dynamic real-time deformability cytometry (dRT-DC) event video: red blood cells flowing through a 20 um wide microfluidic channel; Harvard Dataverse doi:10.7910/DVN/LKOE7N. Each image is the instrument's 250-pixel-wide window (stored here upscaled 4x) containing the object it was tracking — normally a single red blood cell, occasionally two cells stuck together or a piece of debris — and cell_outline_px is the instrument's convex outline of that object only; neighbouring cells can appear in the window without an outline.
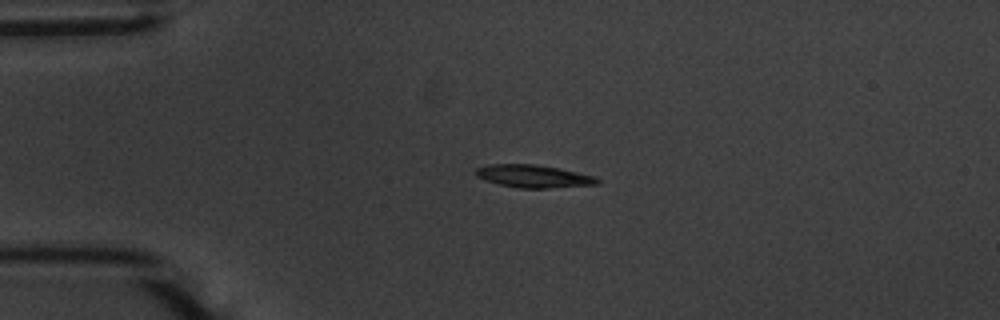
{"species": "common noctule bat (a hibernating species)", "species_latin": "Nyctalus noctula", "temperature_condition": "warm", "stored_images_in_passage": 54, "camera_frame_rate_fps": 3000, "um_per_image_px": 0.085, "animal": {"sex": "male", "body_mass_g": 20.1, "forearm_length_mm": 53.5}, "frame": {"image": 1, "passage_image": 12, "time_ms": 3.667, "image_size_px": [1000, 320], "cell_outline_px": [[600, 184], [548, 188], [520, 188], [500, 184], [484, 180], [476, 176], [476, 168], [492, 164], [532, 164], [560, 168], [596, 176], [600, 180]], "centroid_in_image_um": [45.39, 14.98], "position_along_channel_um": 39.6, "area_um2": 16.07}}
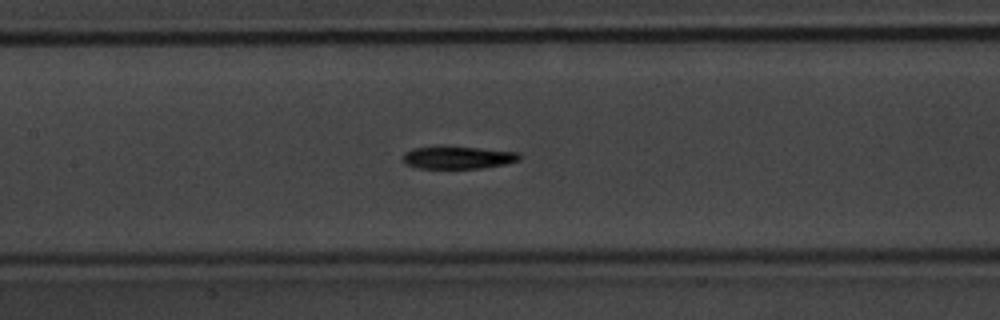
{"frame": {"image": 2, "passage_image": 25, "time_ms": 8.0, "image_size_px": [1000, 320], "cell_outline_px": [[520, 160], [504, 164], [480, 168], [420, 168], [404, 164], [404, 152], [412, 148], [440, 144], [520, 152]], "centroid_in_image_um": [38.88, 13.35], "position_along_channel_um": 168.5, "area_um2": 15.78}}
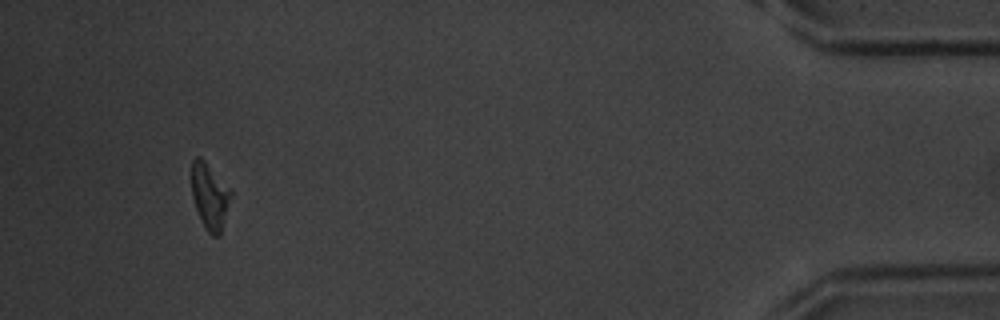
{"frame": {"image": 3, "passage_image": 51, "time_ms": 16.667, "image_size_px": [1000, 320], "cell_outline_px": [[232, 192], [220, 236], [212, 236], [204, 228], [196, 208], [192, 196], [192, 160], [196, 156], [200, 156], [204, 160]], "centroid_in_image_um": [17.81, 16.7], "position_along_channel_um": 417.4, "area_um2": 14.8}, "authors_computed_cell_mechanics": {"area_um2": 15.7794, "velocity_mm_per_s": 3.6593, "shape_relaxation_time_tau1_ms": 2.2551, "shape_relaxation_time_tau2_ms": null, "deformation_change_tau1": 0.1519, "deformation_change_tau2": null}}